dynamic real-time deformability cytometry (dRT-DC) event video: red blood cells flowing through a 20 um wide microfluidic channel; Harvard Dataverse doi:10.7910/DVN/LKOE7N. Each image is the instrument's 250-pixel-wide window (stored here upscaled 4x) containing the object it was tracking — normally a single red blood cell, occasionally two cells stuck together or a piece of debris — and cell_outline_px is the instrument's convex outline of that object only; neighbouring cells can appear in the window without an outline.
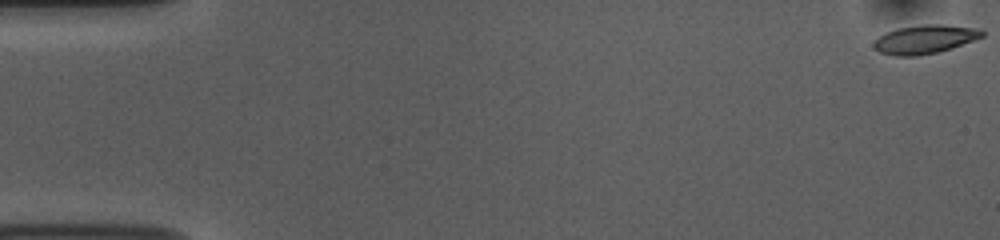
{"species": "common noctule bat (a hibernating species)", "species_latin": "Nyctalus noctula", "temperature_condition": "room temperature", "stored_images_in_passage": 54, "camera_frame_rate_fps": 3000, "um_per_image_px": 0.085, "animal": {"sex": "female", "body_mass_g": 10.0, "forearm_length_mm": 53.1}, "frame": {"image": 1, "passage_image": 1, "time_ms": 0.0, "image_size_px": [1000, 240], "cell_outline_px": [[984, 36], [952, 48], [936, 52], [916, 56], [896, 56], [880, 52], [872, 44], [880, 36], [896, 28], [924, 24], [944, 24], [980, 28], [984, 32]], "centroid_in_image_um": [78.65, 3.33], "position_along_channel_um": 6.4, "area_um2": 18.03}}
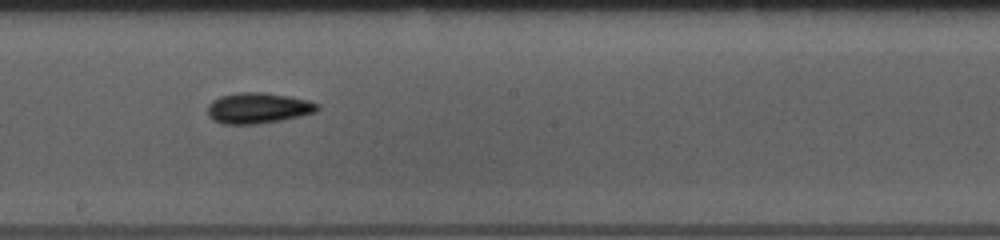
{"frame": {"image": 2, "passage_image": 30, "time_ms": 9.667, "image_size_px": [1000, 240], "cell_outline_px": [[320, 108], [316, 112], [300, 116], [260, 124], [220, 124], [212, 120], [208, 116], [208, 104], [212, 100], [220, 96], [236, 92], [264, 92], [288, 96], [308, 100], [320, 104]], "centroid_in_image_um": [21.92, 9.18], "position_along_channel_um": 226.3, "area_um2": 19.94}}
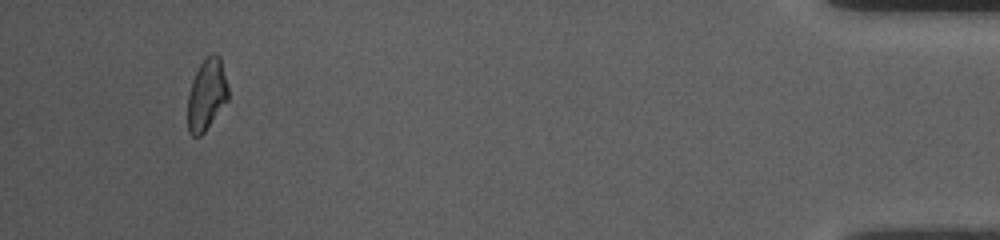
{"frame": {"image": 3, "passage_image": 51, "time_ms": 16.667, "image_size_px": [1000, 240], "cell_outline_px": [[228, 100], [204, 132], [200, 136], [192, 136], [188, 132], [188, 96], [192, 80], [200, 64], [212, 52], [220, 56], [228, 88]], "centroid_in_image_um": [17.56, 8.05], "position_along_channel_um": 417.6, "area_um2": 16.7}, "authors_computed_cell_mechanics": {"area_um2": 18.0914, "velocity_mm_per_s": 3.7447, "shape_relaxation_time_tau1_ms": 3.2276, "shape_relaxation_time_tau2_ms": 8.3613, "deformation_change_tau1": 0.1141, "deformation_change_tau2": 0.1607}}